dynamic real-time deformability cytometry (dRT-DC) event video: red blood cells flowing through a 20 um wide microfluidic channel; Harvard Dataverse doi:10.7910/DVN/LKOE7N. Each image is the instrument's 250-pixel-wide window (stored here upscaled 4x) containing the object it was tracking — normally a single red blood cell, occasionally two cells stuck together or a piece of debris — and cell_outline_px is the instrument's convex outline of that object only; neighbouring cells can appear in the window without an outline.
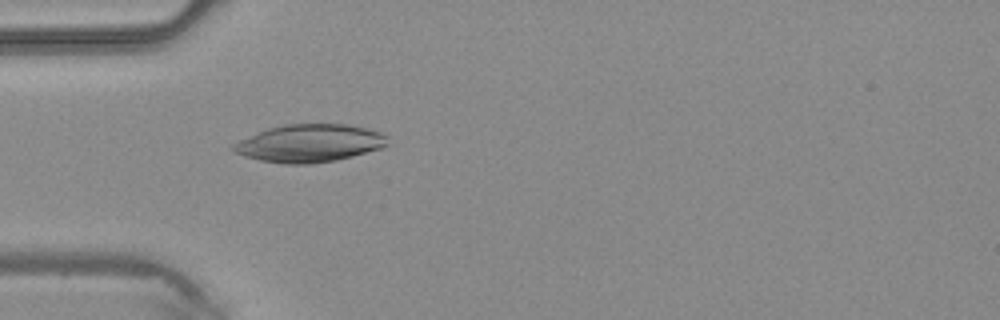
{"species": "common noctule bat (a hibernating species)", "species_latin": "Nyctalus noctula", "temperature_condition": "warm", "stored_images_in_passage": 4, "camera_frame_rate_fps": 3000, "um_per_image_px": 0.085, "animal": {"sex": "male", "body_mass_g": 20.4}, "frame": {"image": 1, "passage_image": 4, "time_ms": 1.0, "image_size_px": [1000, 320], "cell_outline_px": [[388, 144], [380, 148], [352, 156], [336, 160], [308, 164], [284, 164], [260, 160], [244, 156], [232, 152], [228, 148], [232, 144], [240, 140], [268, 128], [284, 124], [348, 124], [380, 132], [388, 136]], "centroid_in_image_um": [26.27, 12.18], "position_along_channel_um": 58.7, "area_um2": 33.93}}